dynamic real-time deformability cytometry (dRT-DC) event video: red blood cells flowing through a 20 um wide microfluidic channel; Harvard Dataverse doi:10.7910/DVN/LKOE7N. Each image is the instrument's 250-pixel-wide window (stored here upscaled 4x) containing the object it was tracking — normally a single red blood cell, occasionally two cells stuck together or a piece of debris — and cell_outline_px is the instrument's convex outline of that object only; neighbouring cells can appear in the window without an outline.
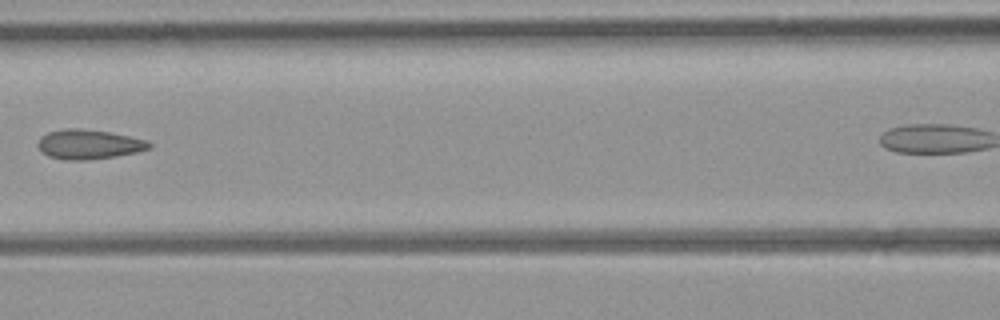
{"species": "common noctule bat (a hibernating species)", "species_latin": "Nyctalus noctula", "temperature_condition": "room temperature", "stored_images_in_passage": 6, "segment_of_instrument_passage": [1, 2], "camera_frame_rate_fps": 3000, "um_per_image_px": 0.085, "animal": {"sex": "female", "body_mass_g": 21.9}, "frame": {"image": 1, "passage_image": 5, "time_ms": 4.333, "image_size_px": [1000, 320], "cell_outline_px": [[152, 148], [136, 152], [116, 156], [88, 160], [64, 160], [48, 156], [40, 152], [36, 144], [40, 136], [48, 132], [64, 128], [80, 128], [108, 132], [148, 140], [152, 144]], "centroid_in_image_um": [7.51, 12.27], "position_along_channel_um": 159.1, "area_um2": 19.42}}